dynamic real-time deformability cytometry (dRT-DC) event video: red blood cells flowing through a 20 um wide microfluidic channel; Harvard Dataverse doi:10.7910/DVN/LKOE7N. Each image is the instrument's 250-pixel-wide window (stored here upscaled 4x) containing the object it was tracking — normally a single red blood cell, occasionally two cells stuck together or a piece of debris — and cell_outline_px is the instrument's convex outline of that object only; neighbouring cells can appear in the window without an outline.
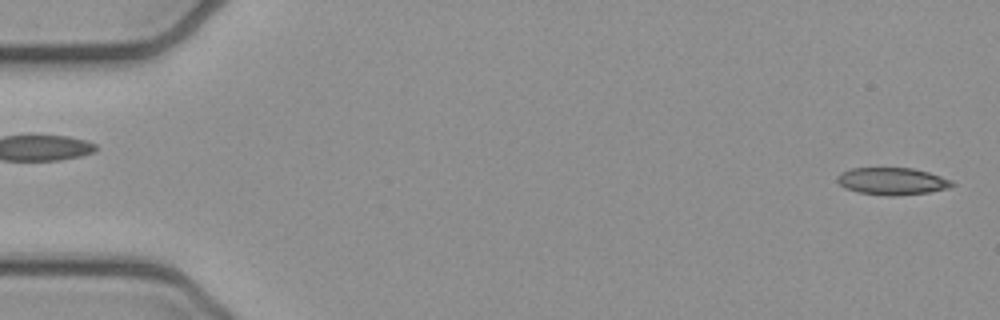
{"species": "common noctule bat (a hibernating species)", "species_latin": "Nyctalus noctula", "temperature_condition": "cold", "stored_images_in_passage": 51, "camera_frame_rate_fps": 3000, "um_per_image_px": 0.085, "animal": {"sex": "female", "body_mass_g": 21.9}, "frame": {"image": 1, "passage_image": 1, "time_ms": 0.0, "image_size_px": [1000, 320], "cell_outline_px": [[956, 184], [948, 188], [928, 192], [896, 196], [888, 196], [860, 192], [844, 188], [836, 180], [836, 176], [840, 172], [852, 168], [912, 168], [928, 172], [952, 180]], "centroid_in_image_um": [75.82, 15.4], "position_along_channel_um": 9.2, "area_um2": 18.21}}
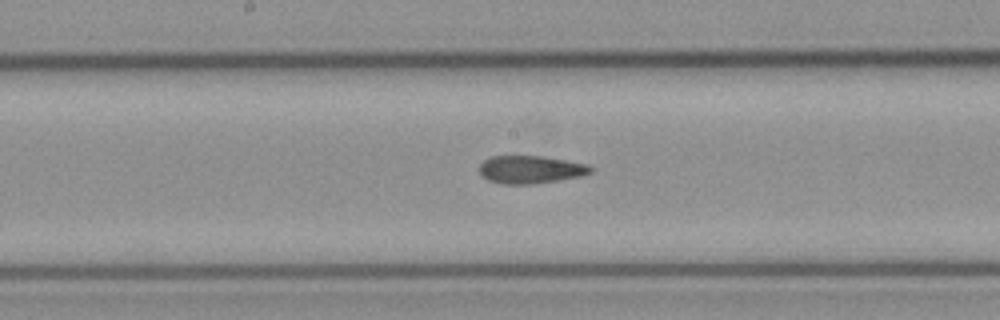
{"frame": {"image": 2, "passage_image": 26, "time_ms": 8.333, "image_size_px": [1000, 320], "cell_outline_px": [[596, 168], [592, 172], [580, 176], [560, 180], [532, 184], [500, 184], [488, 180], [480, 176], [480, 164], [484, 160], [492, 156], [544, 156], [588, 164]], "centroid_in_image_um": [45.11, 14.41], "position_along_channel_um": 203.1, "area_um2": 18.26}}
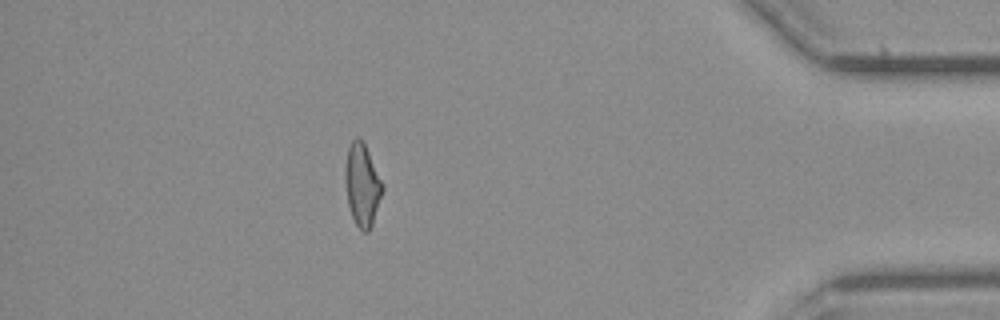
{"frame": {"image": 3, "passage_image": 45, "time_ms": 14.667, "image_size_px": [1000, 320], "cell_outline_px": [[384, 188], [372, 224], [368, 232], [364, 232], [356, 224], [352, 216], [348, 204], [344, 180], [344, 168], [348, 148], [352, 140], [356, 136], [360, 136], [384, 184]], "centroid_in_image_um": [30.77, 15.69], "position_along_channel_um": 404.4, "area_um2": 17.92}, "authors_computed_cell_mechanics": {"area_um2": 18.4382, "velocity_mm_per_s": 3.9384, "shape_relaxation_time_tau1_ms": null, "shape_relaxation_time_tau2_ms": 3.2491, "deformation_change_tau1": null, "deformation_change_tau2": 0.1167}}